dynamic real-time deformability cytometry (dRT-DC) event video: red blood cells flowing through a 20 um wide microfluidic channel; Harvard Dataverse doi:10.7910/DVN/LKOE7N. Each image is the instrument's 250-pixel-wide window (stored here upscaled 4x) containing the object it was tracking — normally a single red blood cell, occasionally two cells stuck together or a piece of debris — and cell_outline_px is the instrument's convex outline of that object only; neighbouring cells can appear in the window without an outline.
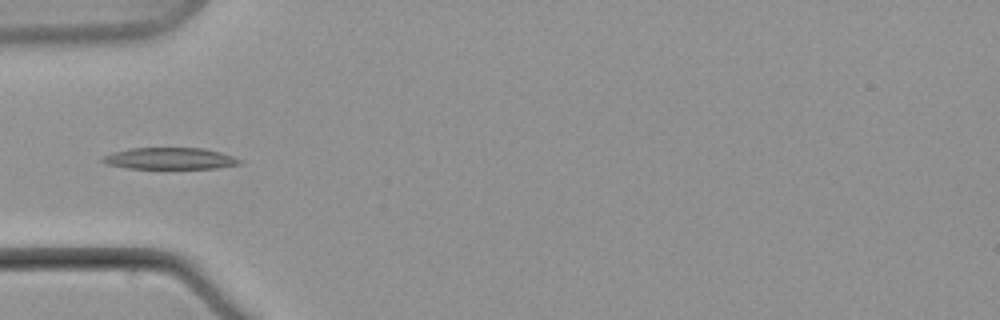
{"species": "common noctule bat (a hibernating species)", "species_latin": "Nyctalus noctula", "temperature_condition": "warm", "stored_images_in_passage": 9, "camera_frame_rate_fps": 3000, "um_per_image_px": 0.085, "animal": {"sex": "male", "body_mass_g": 21.5, "forearm_length_mm": 52.0}, "frame": {"image": 1, "passage_image": 8, "time_ms": 8.667, "image_size_px": [1000, 320], "cell_outline_px": [[244, 160], [240, 164], [216, 168], [128, 168], [104, 164], [100, 160], [104, 156], [112, 152], [132, 148], [204, 148], [220, 152]], "centroid_in_image_um": [14.43, 13.47], "position_along_channel_um": 70.6, "area_um2": 17.22}}